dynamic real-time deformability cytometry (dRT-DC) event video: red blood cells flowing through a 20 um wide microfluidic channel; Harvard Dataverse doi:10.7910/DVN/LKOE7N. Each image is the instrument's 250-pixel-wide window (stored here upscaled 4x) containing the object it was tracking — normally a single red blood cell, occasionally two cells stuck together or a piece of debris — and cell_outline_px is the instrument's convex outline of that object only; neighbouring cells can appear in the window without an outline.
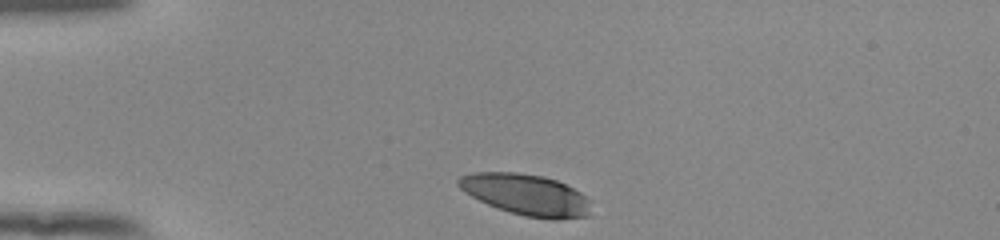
{"species": "human", "species_latin": "Homo sapiens", "temperature_condition": "room temperature", "stored_images_in_passage": 33, "camera_frame_rate_fps": 3000, "um_per_image_px": 0.085, "donor": {"sex": "female"}, "frame": {"image": 1, "passage_image": 1, "time_ms": 0.0, "image_size_px": [1000, 240], "cell_outline_px": [[588, 216], [560, 220], [548, 220], [524, 216], [496, 208], [472, 196], [460, 188], [456, 184], [456, 180], [460, 176], [472, 172], [516, 172], [544, 176], [556, 180], [580, 192], [588, 200]], "centroid_in_image_um": [44.69, 16.55], "position_along_channel_um": 40.3, "area_um2": 31.79}}
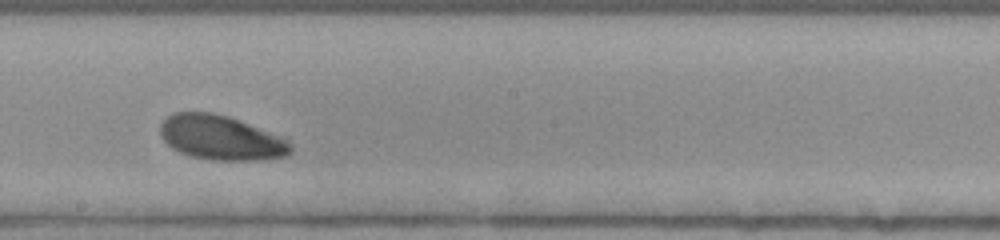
{"frame": {"image": 2, "passage_image": 19, "time_ms": 6.0, "image_size_px": [1000, 240], "cell_outline_px": [[292, 152], [284, 156], [260, 160], [208, 160], [192, 156], [180, 152], [172, 148], [160, 136], [160, 124], [172, 112], [212, 112], [228, 116], [248, 124], [276, 136], [292, 144]], "centroid_in_image_um": [18.71, 11.71], "position_along_channel_um": 229.5, "area_um2": 33.41}}
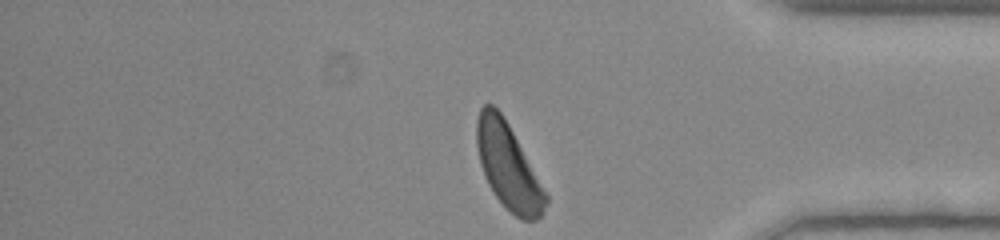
{"frame": {"image": 3, "passage_image": 33, "time_ms": 10.667, "image_size_px": [1000, 240], "cell_outline_px": [[548, 204], [540, 216], [536, 220], [520, 220], [496, 196], [488, 184], [484, 176], [480, 164], [476, 144], [476, 120], [480, 108], [484, 104], [492, 104], [500, 112], [508, 124], [548, 196]], "centroid_in_image_um": [43.17, 14.13], "position_along_channel_um": 392.0, "area_um2": 33.81}, "authors_computed_cell_mechanics": {"area_um2": 33.9864, "velocity_mm_per_s": 3.8408, "shape_relaxation_time_tau1_ms": 2.9217, "shape_relaxation_time_tau2_ms": null, "deformation_change_tau1": 0.1333, "deformation_change_tau2": null}}